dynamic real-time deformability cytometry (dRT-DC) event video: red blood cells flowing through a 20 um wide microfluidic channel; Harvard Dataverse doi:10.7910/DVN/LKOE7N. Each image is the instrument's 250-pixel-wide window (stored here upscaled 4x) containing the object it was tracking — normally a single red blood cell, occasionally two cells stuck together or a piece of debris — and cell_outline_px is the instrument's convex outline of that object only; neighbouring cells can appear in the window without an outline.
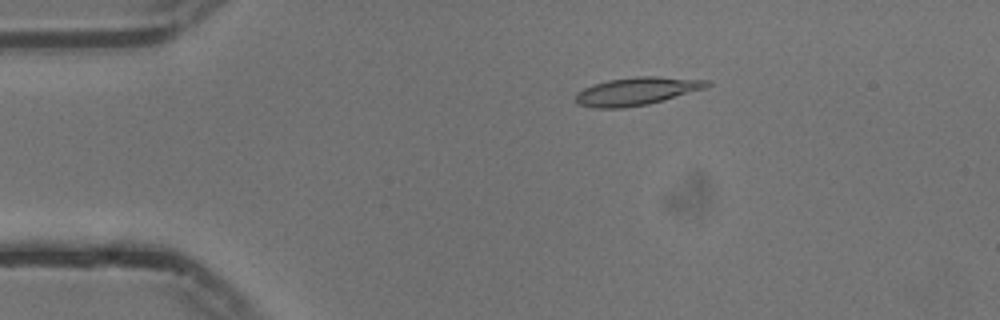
{"species": "common noctule bat (a hibernating species)", "species_latin": "Nyctalus noctula", "temperature_condition": "cold", "stored_images_in_passage": 46, "camera_frame_rate_fps": 3000, "um_per_image_px": 0.085, "animal": {"sex": "male", "body_mass_g": 13.3}, "frame": {"image": 1, "passage_image": 1, "time_ms": 0.0, "image_size_px": [1000, 320], "cell_outline_px": [[712, 84], [704, 88], [664, 100], [648, 104], [624, 108], [592, 108], [576, 104], [576, 92], [584, 88], [608, 80], [636, 76], [656, 76], [708, 80]], "centroid_in_image_um": [54.09, 7.76], "position_along_channel_um": 30.9, "area_um2": 21.33}}
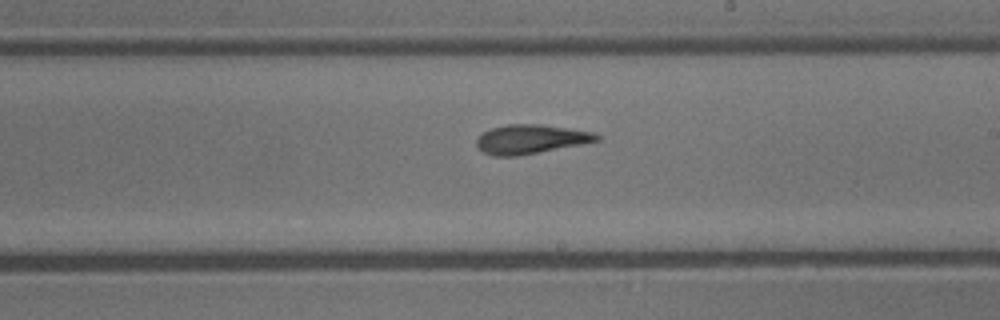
{"frame": {"image": 2, "passage_image": 22, "time_ms": 7.0, "image_size_px": [1000, 320], "cell_outline_px": [[600, 140], [580, 144], [516, 156], [492, 156], [484, 152], [476, 144], [476, 140], [484, 132], [492, 128], [508, 124], [540, 124], [596, 132], [600, 136]], "centroid_in_image_um": [45.12, 11.82], "position_along_channel_um": 243.9, "area_um2": 20.11}}
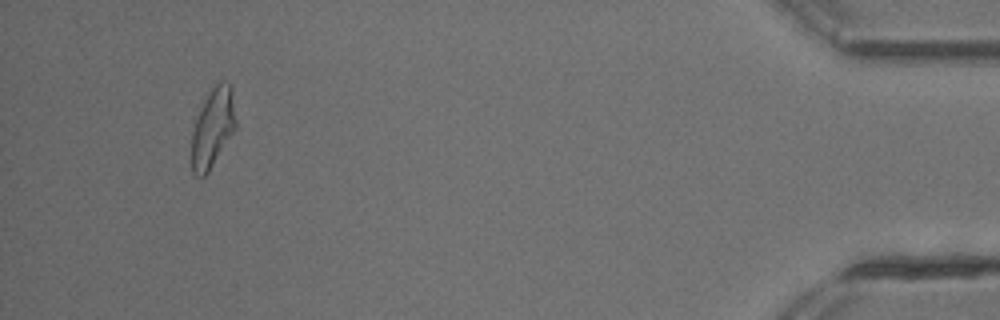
{"frame": {"image": 3, "passage_image": 42, "time_ms": 13.667, "image_size_px": [1000, 320], "cell_outline_px": [[236, 128], [208, 172], [204, 176], [196, 176], [192, 172], [192, 132], [196, 120], [204, 100], [212, 88], [220, 80], [224, 80], [232, 88], [236, 120]], "centroid_in_image_um": [18.1, 10.85], "position_along_channel_um": 417.1, "area_um2": 20.11}}